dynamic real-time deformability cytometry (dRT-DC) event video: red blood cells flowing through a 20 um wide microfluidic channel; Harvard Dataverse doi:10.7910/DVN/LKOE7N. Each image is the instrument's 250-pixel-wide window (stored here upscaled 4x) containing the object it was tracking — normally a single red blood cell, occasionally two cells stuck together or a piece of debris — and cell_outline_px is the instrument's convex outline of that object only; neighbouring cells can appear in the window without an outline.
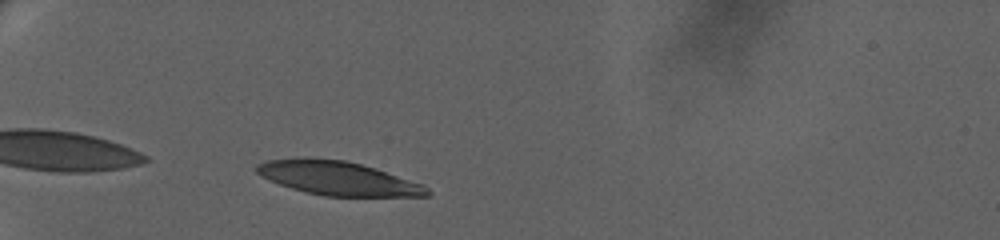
{"species": "human", "species_latin": "Homo sapiens", "temperature_condition": "warm", "stored_images_in_passage": 42, "camera_frame_rate_fps": 3000, "um_per_image_px": 0.085, "donor": {"sex": "female"}, "frame": {"image": 1, "passage_image": 3, "time_ms": 0.667, "image_size_px": [1000, 240], "cell_outline_px": [[432, 192], [428, 196], [324, 196], [292, 188], [280, 184], [260, 176], [256, 172], [256, 164], [268, 160], [304, 156], [308, 156], [344, 160], [360, 164], [424, 184]], "centroid_in_image_um": [28.69, 15.13], "position_along_channel_um": 56.3, "area_um2": 33.64}}
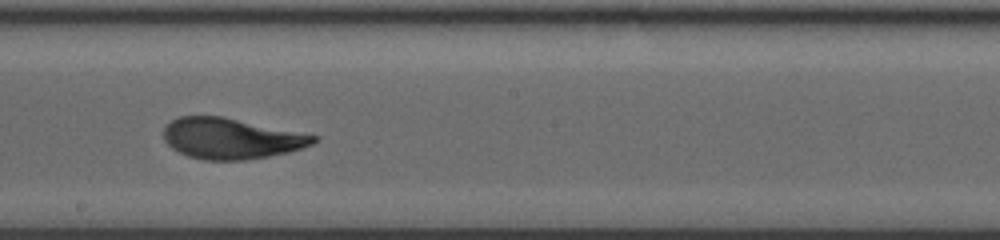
{"frame": {"image": 2, "passage_image": 22, "time_ms": 7.0, "image_size_px": [1000, 240], "cell_outline_px": [[320, 140], [312, 144], [288, 152], [268, 156], [244, 160], [204, 160], [188, 156], [172, 148], [164, 140], [164, 128], [172, 120], [180, 116], [224, 116], [320, 136]], "centroid_in_image_um": [19.67, 11.76], "position_along_channel_um": 228.5, "area_um2": 35.66}}
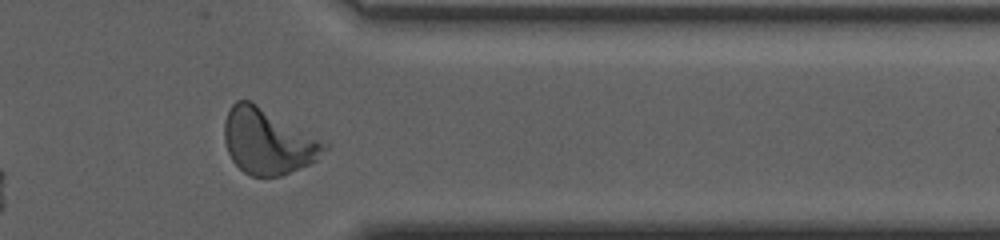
{"frame": {"image": 3, "passage_image": 37, "time_ms": 12.0, "image_size_px": [1000, 240], "cell_outline_px": [[328, 148], [312, 164], [280, 176], [252, 176], [244, 172], [232, 160], [228, 152], [224, 140], [224, 120], [232, 104], [236, 100], [252, 100], [328, 144]], "centroid_in_image_um": [22.75, 12.01], "position_along_channel_um": 388.6, "area_um2": 38.15}, "authors_computed_cell_mechanics": {"area_um2": 35.7782, "velocity_mm_per_s": 3.2439, "shape_relaxation_time_tau1_ms": 4.4996, "shape_relaxation_time_tau2_ms": 1.2192, "deformation_change_tau1": 0.224, "deformation_change_tau2": 0.0694}}